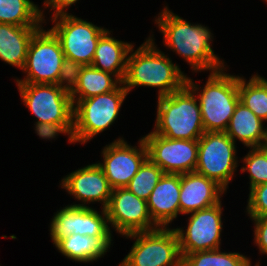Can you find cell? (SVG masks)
<instances>
[{"label":"cell","mask_w":267,"mask_h":266,"mask_svg":"<svg viewBox=\"0 0 267 266\" xmlns=\"http://www.w3.org/2000/svg\"><path fill=\"white\" fill-rule=\"evenodd\" d=\"M161 10L157 17L154 16V23L163 35L164 46L182 57L193 73L215 72L228 66L214 53V34L209 27L186 21L173 13L168 5Z\"/></svg>","instance_id":"1"},{"label":"cell","mask_w":267,"mask_h":266,"mask_svg":"<svg viewBox=\"0 0 267 266\" xmlns=\"http://www.w3.org/2000/svg\"><path fill=\"white\" fill-rule=\"evenodd\" d=\"M149 35L136 50L133 45L129 51L125 89L130 93L136 87H154L158 89L157 97L181 90L186 85L187 74L157 47L154 34Z\"/></svg>","instance_id":"2"},{"label":"cell","mask_w":267,"mask_h":266,"mask_svg":"<svg viewBox=\"0 0 267 266\" xmlns=\"http://www.w3.org/2000/svg\"><path fill=\"white\" fill-rule=\"evenodd\" d=\"M224 67L209 72L206 84L199 83L187 76L186 85L197 96L205 132H225L236 105L240 101L238 75H231Z\"/></svg>","instance_id":"3"},{"label":"cell","mask_w":267,"mask_h":266,"mask_svg":"<svg viewBox=\"0 0 267 266\" xmlns=\"http://www.w3.org/2000/svg\"><path fill=\"white\" fill-rule=\"evenodd\" d=\"M155 134L170 139L198 140L205 132L197 96L185 85L157 98Z\"/></svg>","instance_id":"4"},{"label":"cell","mask_w":267,"mask_h":266,"mask_svg":"<svg viewBox=\"0 0 267 266\" xmlns=\"http://www.w3.org/2000/svg\"><path fill=\"white\" fill-rule=\"evenodd\" d=\"M129 95L122 83L116 90L77 101L73 110L76 143L87 144L115 123Z\"/></svg>","instance_id":"5"},{"label":"cell","mask_w":267,"mask_h":266,"mask_svg":"<svg viewBox=\"0 0 267 266\" xmlns=\"http://www.w3.org/2000/svg\"><path fill=\"white\" fill-rule=\"evenodd\" d=\"M135 239L119 266H182L178 235L171 227L124 235Z\"/></svg>","instance_id":"6"},{"label":"cell","mask_w":267,"mask_h":266,"mask_svg":"<svg viewBox=\"0 0 267 266\" xmlns=\"http://www.w3.org/2000/svg\"><path fill=\"white\" fill-rule=\"evenodd\" d=\"M238 164L236 143L225 132H204L198 139L195 172L215 181L225 191Z\"/></svg>","instance_id":"7"},{"label":"cell","mask_w":267,"mask_h":266,"mask_svg":"<svg viewBox=\"0 0 267 266\" xmlns=\"http://www.w3.org/2000/svg\"><path fill=\"white\" fill-rule=\"evenodd\" d=\"M42 25L33 35L23 73L24 79H14L16 83L56 84L64 52L59 39L51 29Z\"/></svg>","instance_id":"8"},{"label":"cell","mask_w":267,"mask_h":266,"mask_svg":"<svg viewBox=\"0 0 267 266\" xmlns=\"http://www.w3.org/2000/svg\"><path fill=\"white\" fill-rule=\"evenodd\" d=\"M50 29L60 41L64 57L77 63L91 65L100 37L108 30L73 14L50 19Z\"/></svg>","instance_id":"9"},{"label":"cell","mask_w":267,"mask_h":266,"mask_svg":"<svg viewBox=\"0 0 267 266\" xmlns=\"http://www.w3.org/2000/svg\"><path fill=\"white\" fill-rule=\"evenodd\" d=\"M23 104L36 117L35 123H73L70 92L56 84L16 83Z\"/></svg>","instance_id":"10"},{"label":"cell","mask_w":267,"mask_h":266,"mask_svg":"<svg viewBox=\"0 0 267 266\" xmlns=\"http://www.w3.org/2000/svg\"><path fill=\"white\" fill-rule=\"evenodd\" d=\"M222 201L208 208L187 214V227H175L181 256L199 251L216 250L221 247L223 230Z\"/></svg>","instance_id":"11"},{"label":"cell","mask_w":267,"mask_h":266,"mask_svg":"<svg viewBox=\"0 0 267 266\" xmlns=\"http://www.w3.org/2000/svg\"><path fill=\"white\" fill-rule=\"evenodd\" d=\"M50 237L55 245L71 234L90 237H113L109 227L106 209L67 205L54 213L50 221Z\"/></svg>","instance_id":"12"},{"label":"cell","mask_w":267,"mask_h":266,"mask_svg":"<svg viewBox=\"0 0 267 266\" xmlns=\"http://www.w3.org/2000/svg\"><path fill=\"white\" fill-rule=\"evenodd\" d=\"M148 158L166 174L195 172L198 156V140L170 139L153 131L142 137Z\"/></svg>","instance_id":"13"},{"label":"cell","mask_w":267,"mask_h":266,"mask_svg":"<svg viewBox=\"0 0 267 266\" xmlns=\"http://www.w3.org/2000/svg\"><path fill=\"white\" fill-rule=\"evenodd\" d=\"M106 212L110 229L120 236L159 228L150 216L146 200L126 187L112 189Z\"/></svg>","instance_id":"14"},{"label":"cell","mask_w":267,"mask_h":266,"mask_svg":"<svg viewBox=\"0 0 267 266\" xmlns=\"http://www.w3.org/2000/svg\"><path fill=\"white\" fill-rule=\"evenodd\" d=\"M137 144L138 146H131L119 137L103 147V163L98 161L97 164L103 169L112 189L126 187L148 158L144 139L140 138Z\"/></svg>","instance_id":"15"},{"label":"cell","mask_w":267,"mask_h":266,"mask_svg":"<svg viewBox=\"0 0 267 266\" xmlns=\"http://www.w3.org/2000/svg\"><path fill=\"white\" fill-rule=\"evenodd\" d=\"M61 188L72 198L80 201L79 204H68L71 206L90 207L89 204L95 202L101 204L102 209H106L112 193L108 179L105 177L103 169L92 163L78 168L61 179ZM88 205V206H87Z\"/></svg>","instance_id":"16"},{"label":"cell","mask_w":267,"mask_h":266,"mask_svg":"<svg viewBox=\"0 0 267 266\" xmlns=\"http://www.w3.org/2000/svg\"><path fill=\"white\" fill-rule=\"evenodd\" d=\"M226 191L197 172L181 174L180 214L187 215L218 204Z\"/></svg>","instance_id":"17"},{"label":"cell","mask_w":267,"mask_h":266,"mask_svg":"<svg viewBox=\"0 0 267 266\" xmlns=\"http://www.w3.org/2000/svg\"><path fill=\"white\" fill-rule=\"evenodd\" d=\"M180 187V174L164 173L146 200L150 216L159 227H170L180 215Z\"/></svg>","instance_id":"18"},{"label":"cell","mask_w":267,"mask_h":266,"mask_svg":"<svg viewBox=\"0 0 267 266\" xmlns=\"http://www.w3.org/2000/svg\"><path fill=\"white\" fill-rule=\"evenodd\" d=\"M265 122L242 102H238L225 133L236 143L238 140L248 149L263 147L267 137Z\"/></svg>","instance_id":"19"},{"label":"cell","mask_w":267,"mask_h":266,"mask_svg":"<svg viewBox=\"0 0 267 266\" xmlns=\"http://www.w3.org/2000/svg\"><path fill=\"white\" fill-rule=\"evenodd\" d=\"M40 27L0 23V60L23 70L30 41Z\"/></svg>","instance_id":"20"},{"label":"cell","mask_w":267,"mask_h":266,"mask_svg":"<svg viewBox=\"0 0 267 266\" xmlns=\"http://www.w3.org/2000/svg\"><path fill=\"white\" fill-rule=\"evenodd\" d=\"M109 29L100 37L93 61L95 68L112 73L122 82L127 70V58L130 49L135 43L124 42L112 37Z\"/></svg>","instance_id":"21"},{"label":"cell","mask_w":267,"mask_h":266,"mask_svg":"<svg viewBox=\"0 0 267 266\" xmlns=\"http://www.w3.org/2000/svg\"><path fill=\"white\" fill-rule=\"evenodd\" d=\"M113 237H90L87 235L71 234L60 239L55 248L73 262L89 263L98 261L109 252ZM98 259V260H97Z\"/></svg>","instance_id":"22"},{"label":"cell","mask_w":267,"mask_h":266,"mask_svg":"<svg viewBox=\"0 0 267 266\" xmlns=\"http://www.w3.org/2000/svg\"><path fill=\"white\" fill-rule=\"evenodd\" d=\"M123 82L112 73L92 65L83 67L76 87L70 92L73 105L82 99L116 90Z\"/></svg>","instance_id":"23"},{"label":"cell","mask_w":267,"mask_h":266,"mask_svg":"<svg viewBox=\"0 0 267 266\" xmlns=\"http://www.w3.org/2000/svg\"><path fill=\"white\" fill-rule=\"evenodd\" d=\"M38 6L32 0H0V23L15 26L46 25L45 11Z\"/></svg>","instance_id":"24"},{"label":"cell","mask_w":267,"mask_h":266,"mask_svg":"<svg viewBox=\"0 0 267 266\" xmlns=\"http://www.w3.org/2000/svg\"><path fill=\"white\" fill-rule=\"evenodd\" d=\"M240 102L267 123V79L257 73L249 80L238 75Z\"/></svg>","instance_id":"25"},{"label":"cell","mask_w":267,"mask_h":266,"mask_svg":"<svg viewBox=\"0 0 267 266\" xmlns=\"http://www.w3.org/2000/svg\"><path fill=\"white\" fill-rule=\"evenodd\" d=\"M222 248L182 255V266H252L251 258L239 252H225ZM256 262L254 266H260Z\"/></svg>","instance_id":"26"},{"label":"cell","mask_w":267,"mask_h":266,"mask_svg":"<svg viewBox=\"0 0 267 266\" xmlns=\"http://www.w3.org/2000/svg\"><path fill=\"white\" fill-rule=\"evenodd\" d=\"M163 175V170L147 158L126 188L137 197L147 200Z\"/></svg>","instance_id":"27"},{"label":"cell","mask_w":267,"mask_h":266,"mask_svg":"<svg viewBox=\"0 0 267 266\" xmlns=\"http://www.w3.org/2000/svg\"><path fill=\"white\" fill-rule=\"evenodd\" d=\"M242 158V173L249 175V190L257 185L267 183V150L264 147L250 148Z\"/></svg>","instance_id":"28"},{"label":"cell","mask_w":267,"mask_h":266,"mask_svg":"<svg viewBox=\"0 0 267 266\" xmlns=\"http://www.w3.org/2000/svg\"><path fill=\"white\" fill-rule=\"evenodd\" d=\"M248 196L245 212L249 218L267 217V183L251 188Z\"/></svg>","instance_id":"29"},{"label":"cell","mask_w":267,"mask_h":266,"mask_svg":"<svg viewBox=\"0 0 267 266\" xmlns=\"http://www.w3.org/2000/svg\"><path fill=\"white\" fill-rule=\"evenodd\" d=\"M83 67V64L64 58L56 85L68 92H71L79 81V76Z\"/></svg>","instance_id":"30"},{"label":"cell","mask_w":267,"mask_h":266,"mask_svg":"<svg viewBox=\"0 0 267 266\" xmlns=\"http://www.w3.org/2000/svg\"><path fill=\"white\" fill-rule=\"evenodd\" d=\"M35 133L41 139L55 140L57 136L68 135L69 144H76L73 134V123H34Z\"/></svg>","instance_id":"31"},{"label":"cell","mask_w":267,"mask_h":266,"mask_svg":"<svg viewBox=\"0 0 267 266\" xmlns=\"http://www.w3.org/2000/svg\"><path fill=\"white\" fill-rule=\"evenodd\" d=\"M254 223V245L260 254L267 255V217L250 218Z\"/></svg>","instance_id":"32"},{"label":"cell","mask_w":267,"mask_h":266,"mask_svg":"<svg viewBox=\"0 0 267 266\" xmlns=\"http://www.w3.org/2000/svg\"><path fill=\"white\" fill-rule=\"evenodd\" d=\"M79 0H44L43 1V8L46 10L54 11L51 12V19L61 16V15H66V14H71L67 12L70 8V6L76 4ZM48 8V9H47Z\"/></svg>","instance_id":"33"},{"label":"cell","mask_w":267,"mask_h":266,"mask_svg":"<svg viewBox=\"0 0 267 266\" xmlns=\"http://www.w3.org/2000/svg\"><path fill=\"white\" fill-rule=\"evenodd\" d=\"M263 147L267 150V137H266L265 144Z\"/></svg>","instance_id":"34"}]
</instances>
